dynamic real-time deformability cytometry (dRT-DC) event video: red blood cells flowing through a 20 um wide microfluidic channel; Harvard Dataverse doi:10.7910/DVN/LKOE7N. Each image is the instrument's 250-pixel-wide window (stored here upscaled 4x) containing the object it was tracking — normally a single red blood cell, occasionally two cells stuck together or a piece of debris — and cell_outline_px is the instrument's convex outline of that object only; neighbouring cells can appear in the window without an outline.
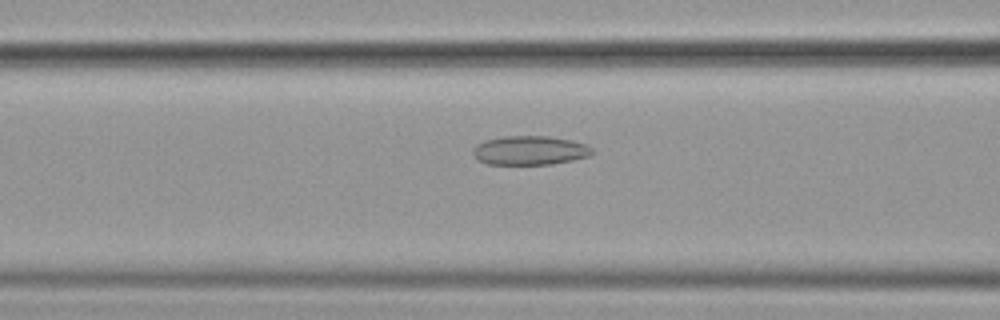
{"species": "common noctule bat (a hibernating species)", "species_latin": "Nyctalus noctula", "temperature_condition": "cold", "stored_images_in_passage": 36, "camera_frame_rate_fps": 3000, "um_per_image_px": 0.085, "animal": {"sex": "female", "body_mass_g": 19.9}, "frame": {"image": 1, "passage_image": 9, "time_ms": 2.667, "image_size_px": [1000, 320], "cell_outline_px": [[592, 152], [588, 156], [572, 160], [552, 164], [488, 164], [476, 160], [472, 152], [472, 148], [476, 144], [484, 140], [504, 136], [548, 136], [572, 140], [584, 144], [592, 148]], "centroid_in_image_um": [44.97, 12.78], "position_along_channel_um": 121.6, "area_um2": 20.23}}
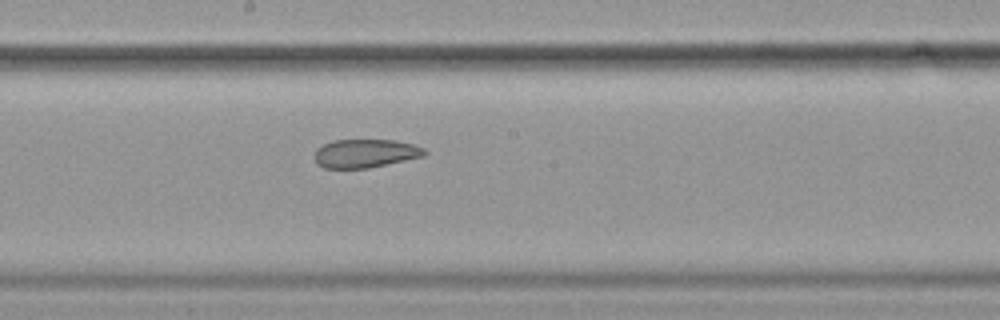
{"frame": {"image": 2, "passage_image": 17, "time_ms": 5.333, "image_size_px": [1000, 320], "cell_outline_px": [[428, 152], [424, 156], [368, 168], [324, 168], [316, 164], [312, 156], [316, 148], [332, 140], [396, 140], [412, 144], [424, 148]], "centroid_in_image_um": [31.0, 13.04], "position_along_channel_um": 217.2, "area_um2": 18.44}}
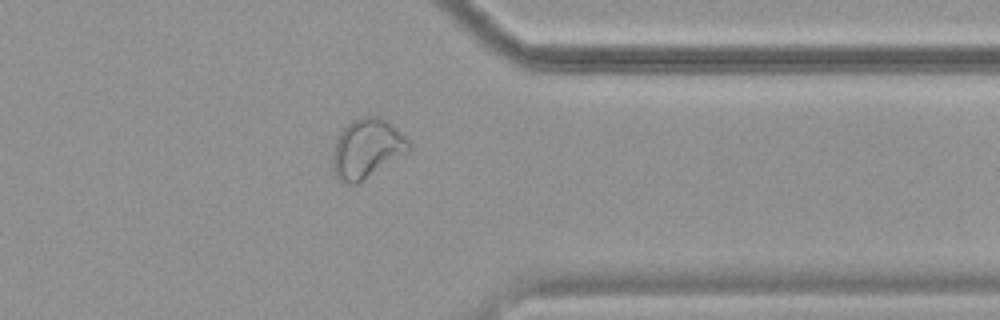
{"frame": {"image": 3, "passage_image": 31, "time_ms": 10.0, "image_size_px": [1000, 320], "cell_outline_px": [[412, 148], [408, 152], [356, 184], [348, 184], [336, 180], [332, 168], [332, 156], [336, 136], [352, 120], [360, 116], [380, 116], [388, 120], [412, 144]], "centroid_in_image_um": [31.16, 12.62], "position_along_channel_um": 380.2, "area_um2": 26.59}, "authors_computed_cell_mechanics": {"area_um2": 20.2878, "velocity_mm_per_s": 3.6027, "shape_relaxation_time_tau1_ms": null, "shape_relaxation_time_tau2_ms": 3.4141, "deformation_change_tau1": null, "deformation_change_tau2": 0.0996}}